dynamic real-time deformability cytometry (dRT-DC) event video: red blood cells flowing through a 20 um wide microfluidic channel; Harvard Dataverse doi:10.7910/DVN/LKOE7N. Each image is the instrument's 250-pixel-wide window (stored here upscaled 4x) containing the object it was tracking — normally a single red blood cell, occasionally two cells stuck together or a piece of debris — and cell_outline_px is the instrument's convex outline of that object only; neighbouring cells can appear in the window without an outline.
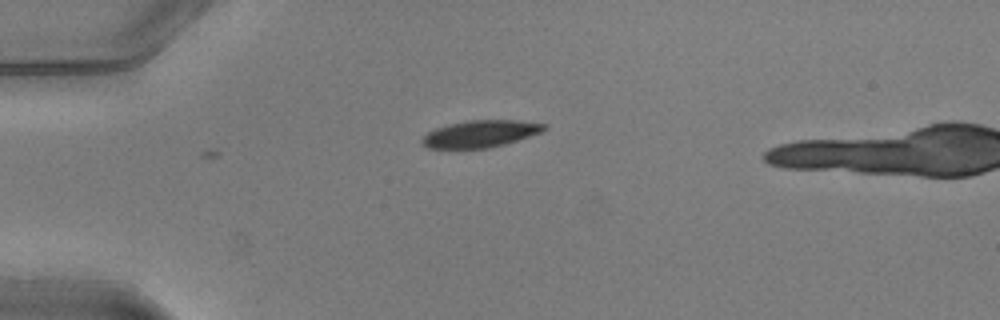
{"species": "common noctule bat (a hibernating species)", "species_latin": "Nyctalus noctula", "temperature_condition": "warm", "stored_images_in_passage": 18, "camera_frame_rate_fps": 3000, "um_per_image_px": 0.085, "animal": {"sex": "male", "body_mass_g": 20.5, "forearm_length_mm": 52.5}, "frame": {"image": 1, "passage_image": 18, "time_ms": 5.667, "image_size_px": [1000, 320], "cell_outline_px": [[548, 128], [540, 132], [504, 144], [488, 148], [428, 148], [420, 144], [420, 140], [428, 132], [436, 128], [448, 124], [468, 120], [516, 120], [548, 124]], "centroid_in_image_um": [40.81, 11.36], "position_along_channel_um": 44.2, "area_um2": 19.13}}